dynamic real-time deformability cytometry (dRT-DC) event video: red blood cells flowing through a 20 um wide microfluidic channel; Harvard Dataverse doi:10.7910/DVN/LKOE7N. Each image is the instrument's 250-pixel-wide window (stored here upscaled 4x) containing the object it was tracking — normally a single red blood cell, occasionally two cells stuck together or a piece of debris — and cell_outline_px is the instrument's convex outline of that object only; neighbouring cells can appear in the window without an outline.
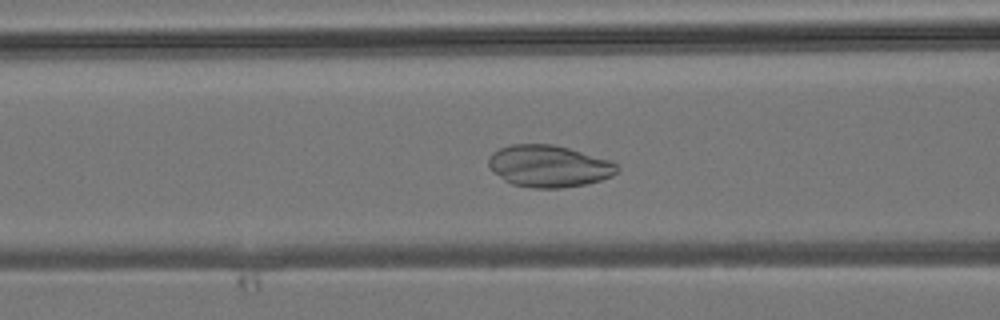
{"species": "common noctule bat (a hibernating species)", "species_latin": "Nyctalus noctula", "temperature_condition": "room temperature", "stored_images_in_passage": 32, "camera_frame_rate_fps": 3000, "um_per_image_px": 0.085, "animal": {"sex": "male", "body_mass_g": 19.2, "forearm_length_mm": 51.8}, "frame": {"image": 1, "passage_image": 15, "time_ms": 4.667, "image_size_px": [1000, 320], "cell_outline_px": [[620, 168], [612, 176], [600, 180], [584, 184], [560, 188], [532, 188], [512, 184], [504, 180], [492, 172], [488, 164], [488, 160], [492, 152], [500, 148], [512, 144], [552, 144], [568, 148], [612, 160]], "centroid_in_image_um": [46.64, 14.12], "position_along_channel_um": 120.0, "area_um2": 31.44}}
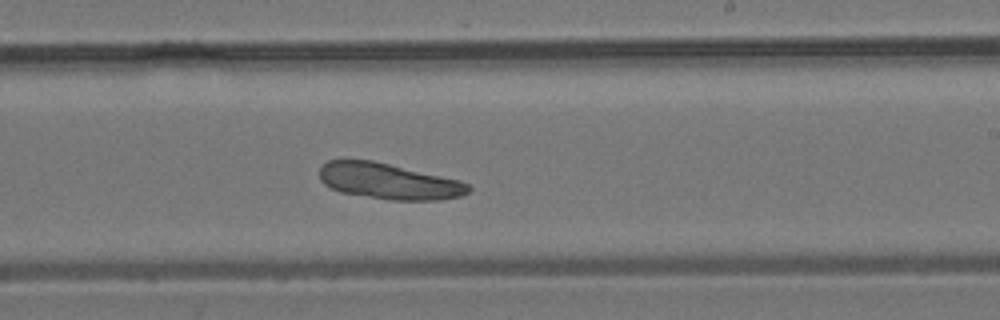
{"frame": {"image": 2, "passage_image": 24, "time_ms": 7.667, "image_size_px": [1000, 320], "cell_outline_px": [[472, 188], [468, 192], [460, 196], [440, 200], [392, 200], [340, 192], [324, 184], [320, 180], [320, 168], [328, 160], [372, 160], [460, 180], [468, 184]], "centroid_in_image_um": [33.05, 15.41], "position_along_channel_um": 255.9, "area_um2": 30.98}}
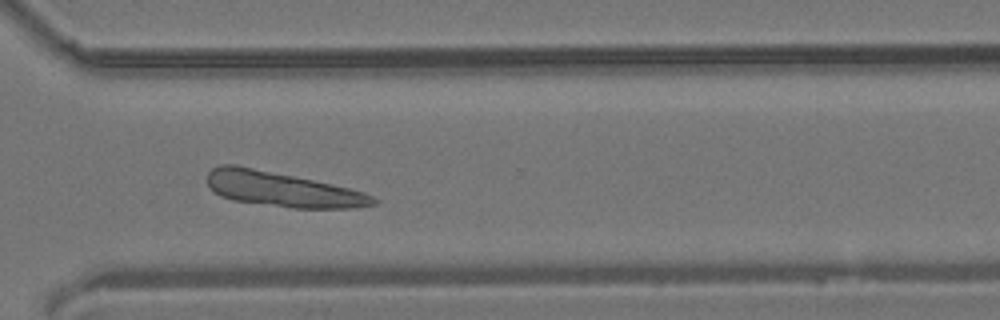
{"frame": {"image": 3, "passage_image": 30, "time_ms": 9.667, "image_size_px": [1000, 320], "cell_outline_px": [[380, 200], [376, 204], [356, 208], [292, 208], [232, 200], [220, 196], [208, 184], [208, 172], [212, 168], [220, 164], [236, 164], [332, 184], [364, 192]], "centroid_in_image_um": [24.0, 16.09], "position_along_channel_um": 346.6, "area_um2": 33.58}}